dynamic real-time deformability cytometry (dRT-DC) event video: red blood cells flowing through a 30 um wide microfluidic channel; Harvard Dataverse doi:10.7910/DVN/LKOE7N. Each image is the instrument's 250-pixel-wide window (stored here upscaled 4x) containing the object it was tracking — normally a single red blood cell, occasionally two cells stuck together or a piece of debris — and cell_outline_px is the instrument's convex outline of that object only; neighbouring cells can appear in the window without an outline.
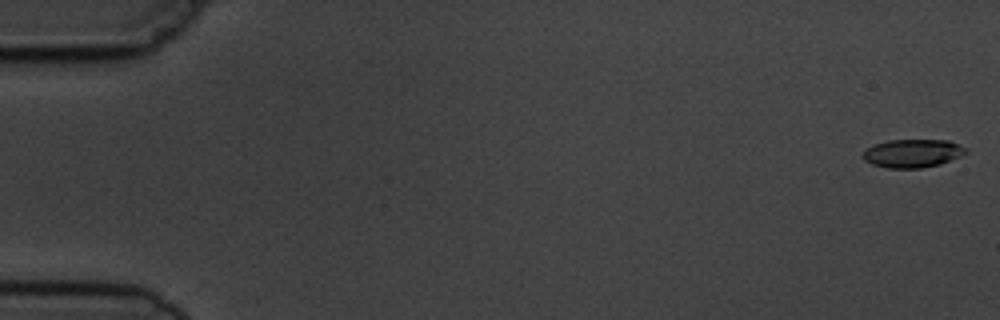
{"species": "common noctule bat (a hibernating species)", "species_latin": "Nyctalus noctula", "temperature_condition": "cold", "stored_images_in_passage": 4, "camera_frame_rate_fps": 3000, "um_per_image_px": 0.085, "animal": {"sex": "male", "body_mass_g": 19.5, "forearm_length_mm": 54.6}, "frame": {"image": 1, "passage_image": 1, "time_ms": 0.0, "image_size_px": [1000, 320], "cell_outline_px": [[968, 152], [960, 156], [940, 164], [920, 168], [888, 168], [872, 164], [864, 160], [860, 156], [868, 148], [876, 144], [888, 140], [948, 140], [968, 148]], "centroid_in_image_um": [77.58, 13.03], "position_along_channel_um": 7.4, "area_um2": 16.94}}
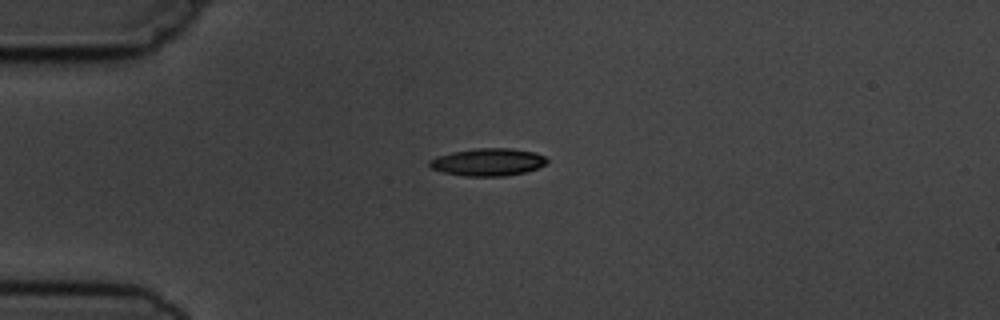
{"frame": {"image": 2, "passage_image": 4, "time_ms": 4.333, "image_size_px": [1000, 320], "cell_outline_px": [[548, 160], [544, 164], [536, 168], [524, 172], [504, 176], [464, 176], [444, 172], [432, 168], [428, 164], [428, 160], [436, 156], [452, 152], [476, 148], [512, 148], [536, 152], [544, 156]], "centroid_in_image_um": [41.45, 13.76], "position_along_channel_um": 43.5, "area_um2": 18.79}}